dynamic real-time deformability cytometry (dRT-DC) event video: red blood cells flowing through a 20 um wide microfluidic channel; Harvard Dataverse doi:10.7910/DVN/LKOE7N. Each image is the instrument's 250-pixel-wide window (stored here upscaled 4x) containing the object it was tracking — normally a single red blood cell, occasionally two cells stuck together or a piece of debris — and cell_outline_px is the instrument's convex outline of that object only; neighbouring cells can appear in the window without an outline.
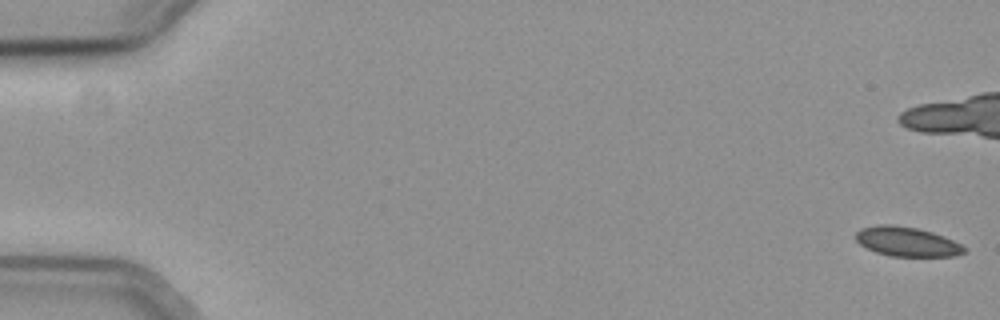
{"species": "common noctule bat (a hibernating species)", "species_latin": "Nyctalus noctula", "temperature_condition": "cold", "stored_images_in_passage": 12, "camera_frame_rate_fps": 3000, "um_per_image_px": 0.085, "animal": {"sex": "female", "body_mass_g": 19.3, "forearm_length_mm": 54.1}, "frame": {"image": 1, "passage_image": 1, "time_ms": 0.0, "image_size_px": [1000, 320], "cell_outline_px": [[968, 248], [964, 252], [956, 256], [892, 256], [876, 252], [860, 244], [856, 240], [856, 232], [860, 228], [876, 224], [892, 224], [916, 228], [932, 232], [944, 236]], "centroid_in_image_um": [77.08, 20.53], "position_along_channel_um": 7.9, "area_um2": 18.61}}